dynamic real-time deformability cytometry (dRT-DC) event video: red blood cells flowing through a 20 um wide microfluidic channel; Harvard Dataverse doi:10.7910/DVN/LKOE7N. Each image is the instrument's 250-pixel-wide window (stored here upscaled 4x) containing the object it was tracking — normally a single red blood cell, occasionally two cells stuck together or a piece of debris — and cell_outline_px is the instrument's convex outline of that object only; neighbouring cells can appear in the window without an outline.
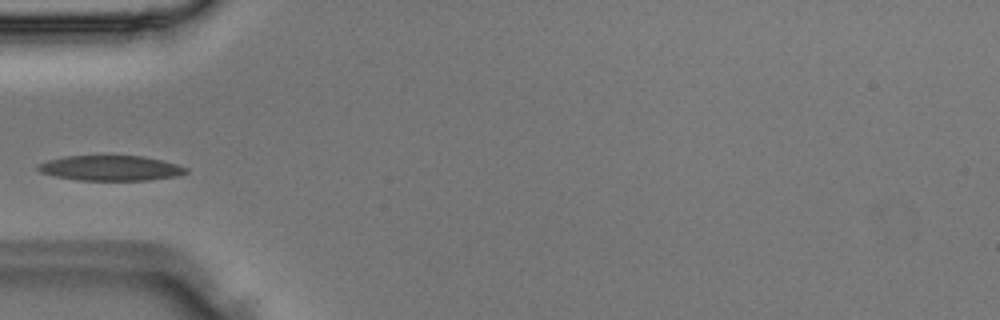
{"species": "Egyptian fruit bat (a non-hibernating species)", "species_latin": "Rousettus aegyptiacus", "temperature_condition": "room temperature", "stored_images_in_passage": 3, "camera_frame_rate_fps": 3000, "um_per_image_px": 0.085, "animal": {"sex": "male"}, "frame": {"image": 1, "passage_image": 3, "time_ms": 0.667, "image_size_px": [1000, 320], "cell_outline_px": [[188, 172], [180, 176], [148, 180], [76, 180], [56, 176], [40, 172], [36, 168], [40, 164], [48, 160], [64, 156], [144, 156], [164, 160], [188, 168]], "centroid_in_image_um": [9.45, 14.29], "position_along_channel_um": 75.5, "area_um2": 21.73}}